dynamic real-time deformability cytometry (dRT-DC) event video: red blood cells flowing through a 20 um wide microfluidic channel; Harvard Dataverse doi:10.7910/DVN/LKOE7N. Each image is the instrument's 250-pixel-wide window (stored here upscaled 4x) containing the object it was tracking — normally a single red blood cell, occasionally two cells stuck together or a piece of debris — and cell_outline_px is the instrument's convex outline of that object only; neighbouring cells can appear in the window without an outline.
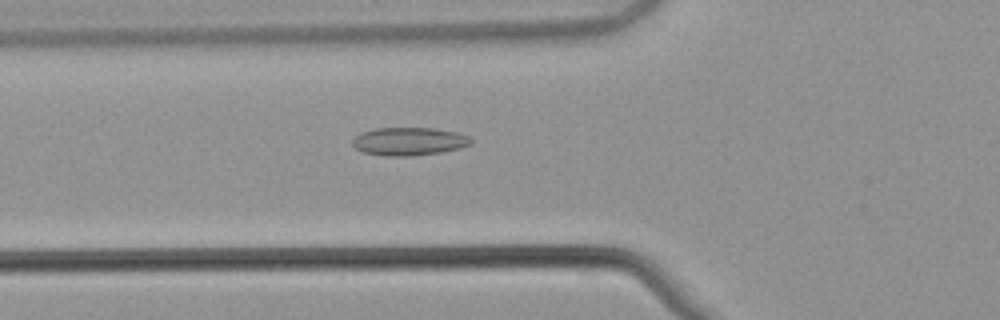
{"species": "common noctule bat (a hibernating species)", "species_latin": "Nyctalus noctula", "temperature_condition": "warm", "stored_images_in_passage": 54, "camera_frame_rate_fps": 3000, "um_per_image_px": 0.085, "animal": {"sex": "male", "body_mass_g": 21.5, "forearm_length_mm": 52.0}, "frame": {"image": 1, "passage_image": 20, "time_ms": 6.333, "image_size_px": [1000, 320], "cell_outline_px": [[472, 144], [460, 148], [440, 152], [412, 156], [388, 156], [364, 152], [356, 148], [352, 144], [352, 140], [360, 132], [372, 128], [432, 128], [460, 132], [472, 136]], "centroid_in_image_um": [34.81, 12.0], "position_along_channel_um": 91.0, "area_um2": 19.59}}
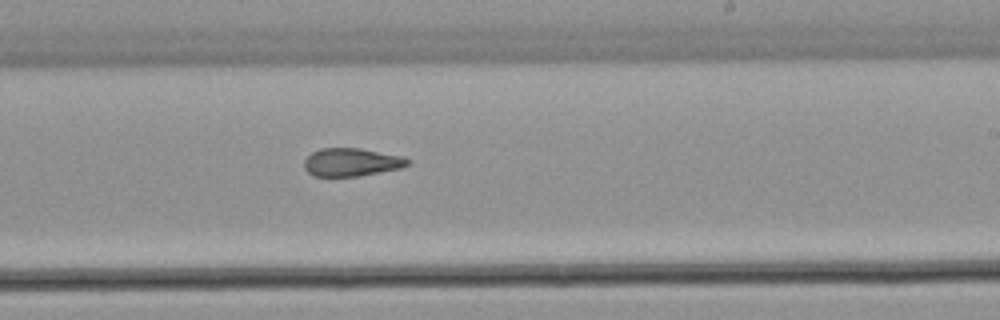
{"frame": {"image": 2, "passage_image": 33, "time_ms": 10.667, "image_size_px": [1000, 320], "cell_outline_px": [[412, 164], [400, 168], [360, 176], [312, 176], [304, 168], [304, 160], [312, 152], [320, 148], [360, 148], [400, 156], [412, 160]], "centroid_in_image_um": [29.88, 13.79], "position_along_channel_um": 259.1, "area_um2": 16.99}}
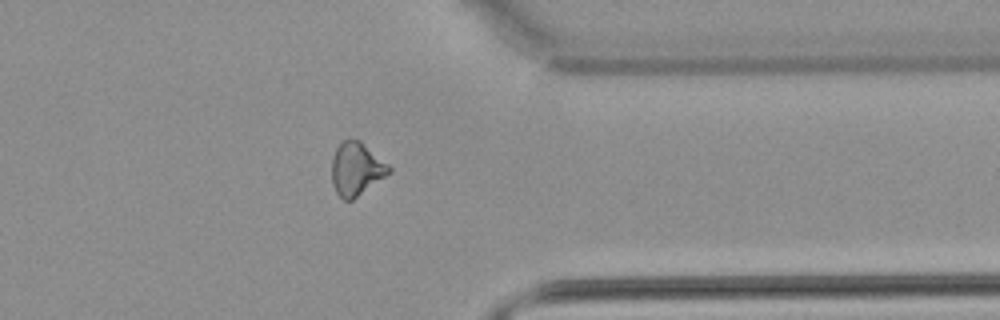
{"frame": {"image": 3, "passage_image": 43, "time_ms": 14.0, "image_size_px": [1000, 320], "cell_outline_px": [[392, 172], [352, 200], [344, 200], [336, 192], [332, 184], [332, 156], [336, 148], [344, 140], [360, 140], [388, 164], [392, 168]], "centroid_in_image_um": [30.29, 14.37], "position_along_channel_um": 381.1, "area_um2": 17.63}, "authors_computed_cell_mechanics": {"area_um2": 18.6116, "velocity_mm_per_s": 3.8812, "shape_relaxation_time_tau1_ms": null, "shape_relaxation_time_tau2_ms": 3.9821, "deformation_change_tau1": null, "deformation_change_tau2": 0.1182}}